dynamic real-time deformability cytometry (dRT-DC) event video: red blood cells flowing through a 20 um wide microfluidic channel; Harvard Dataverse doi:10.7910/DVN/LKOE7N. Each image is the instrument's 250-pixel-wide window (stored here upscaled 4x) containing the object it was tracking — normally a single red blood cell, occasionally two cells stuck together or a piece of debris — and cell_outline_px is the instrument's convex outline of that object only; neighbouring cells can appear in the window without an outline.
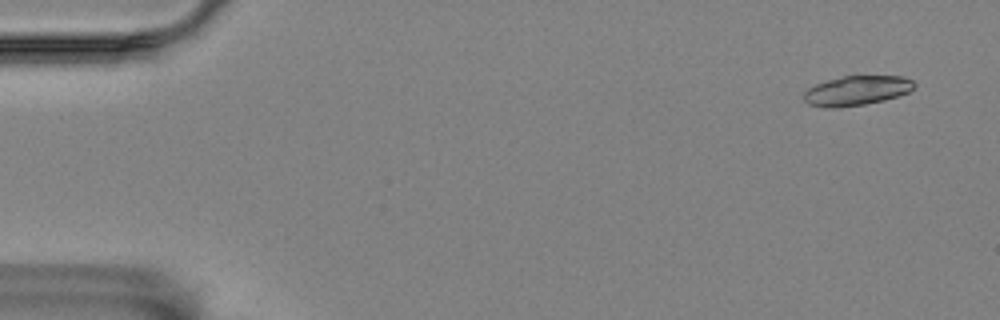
{"species": "Egyptian fruit bat (a non-hibernating species)", "species_latin": "Rousettus aegyptiacus", "temperature_condition": "room temperature", "stored_images_in_passage": 4, "camera_frame_rate_fps": 3000, "um_per_image_px": 0.085, "animal": {"sex": "female"}, "frame": {"image": 1, "passage_image": 1, "time_ms": 0.0, "image_size_px": [1000, 320], "cell_outline_px": [[916, 84], [908, 92], [884, 100], [864, 104], [840, 108], [828, 108], [808, 104], [804, 100], [804, 92], [808, 88], [816, 84], [828, 80], [844, 76], [904, 76], [912, 80]], "centroid_in_image_um": [72.8, 7.7], "position_along_channel_um": 12.2, "area_um2": 18.96}}
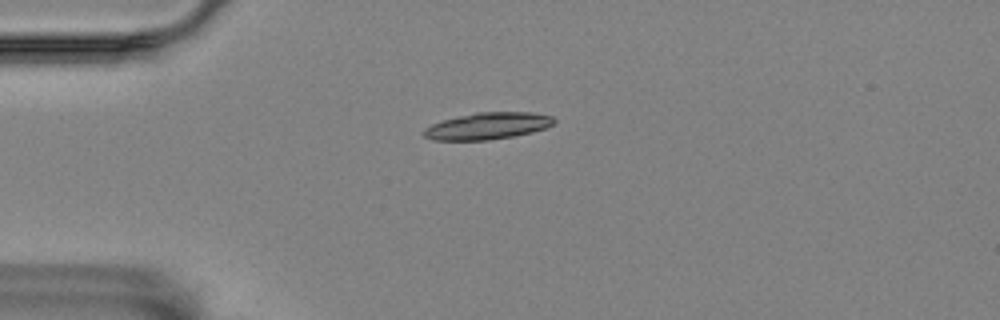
{"frame": {"image": 2, "passage_image": 4, "time_ms": 1.0, "image_size_px": [1000, 320], "cell_outline_px": [[556, 120], [552, 124], [544, 128], [532, 132], [512, 136], [488, 140], [432, 140], [424, 136], [420, 132], [424, 128], [432, 124], [444, 120], [476, 112], [532, 112], [552, 116]], "centroid_in_image_um": [41.42, 10.71], "position_along_channel_um": 43.6, "area_um2": 20.23}}